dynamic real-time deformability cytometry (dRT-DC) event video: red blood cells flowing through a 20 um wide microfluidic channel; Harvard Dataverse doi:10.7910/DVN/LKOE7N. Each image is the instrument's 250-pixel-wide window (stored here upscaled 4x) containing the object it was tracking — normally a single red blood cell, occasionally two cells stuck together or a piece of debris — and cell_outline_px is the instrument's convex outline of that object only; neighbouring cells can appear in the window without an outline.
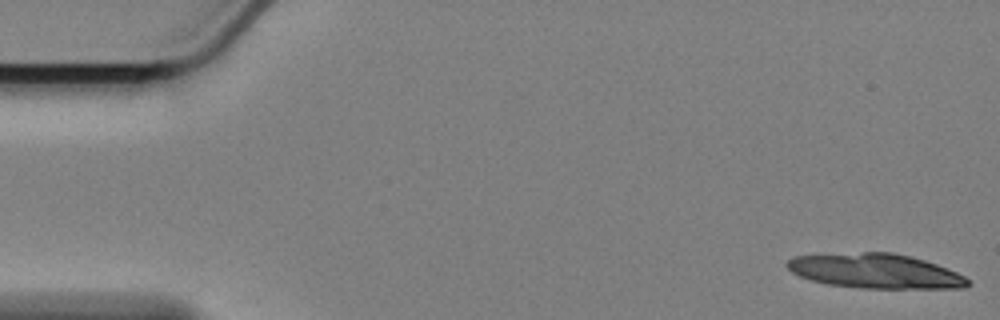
{"species": "Egyptian fruit bat (a non-hibernating species)", "species_latin": "Rousettus aegyptiacus", "temperature_condition": "cold", "stored_images_in_passage": 15, "camera_frame_rate_fps": 3000, "um_per_image_px": 0.085, "animal": {"sex": "female"}, "frame": {"image": 1, "passage_image": 1, "time_ms": 0.0, "image_size_px": [1000, 320], "cell_outline_px": [[972, 284], [964, 288], [860, 288], [828, 284], [812, 280], [800, 276], [792, 272], [784, 264], [792, 256], [864, 252], [892, 252], [924, 260], [948, 268], [972, 280]], "centroid_in_image_um": [74.43, 23.04], "position_along_channel_um": 10.6, "area_um2": 36.47}}